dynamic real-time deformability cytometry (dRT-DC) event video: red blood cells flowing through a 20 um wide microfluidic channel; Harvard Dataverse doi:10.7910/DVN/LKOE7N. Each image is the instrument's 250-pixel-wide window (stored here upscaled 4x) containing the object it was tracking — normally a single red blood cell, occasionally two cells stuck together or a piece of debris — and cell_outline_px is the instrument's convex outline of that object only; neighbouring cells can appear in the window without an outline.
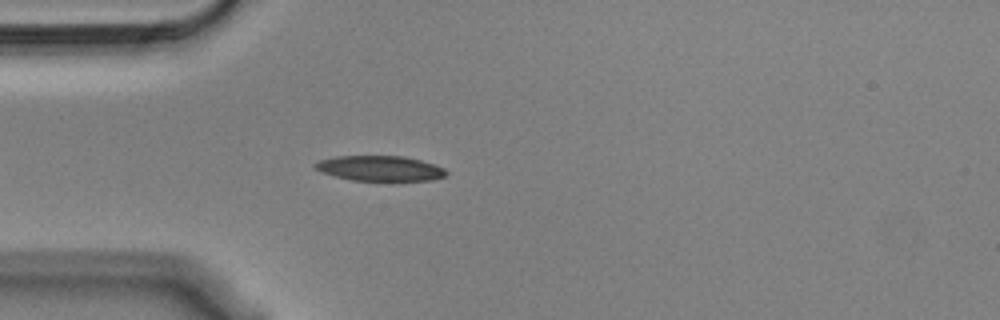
{"species": "Egyptian fruit bat (a non-hibernating species)", "species_latin": "Rousettus aegyptiacus", "temperature_condition": "cold", "stored_images_in_passage": 29, "camera_frame_rate_fps": 3000, "um_per_image_px": 0.085, "animal": {"sex": "male"}, "frame": {"image": 1, "passage_image": 8, "time_ms": 2.333, "image_size_px": [1000, 320], "cell_outline_px": [[448, 176], [432, 180], [352, 180], [320, 172], [312, 168], [312, 164], [320, 160], [336, 156], [404, 156], [420, 160], [444, 168], [448, 172]], "centroid_in_image_um": [32.27, 14.3], "position_along_channel_um": 52.7, "area_um2": 19.25}}
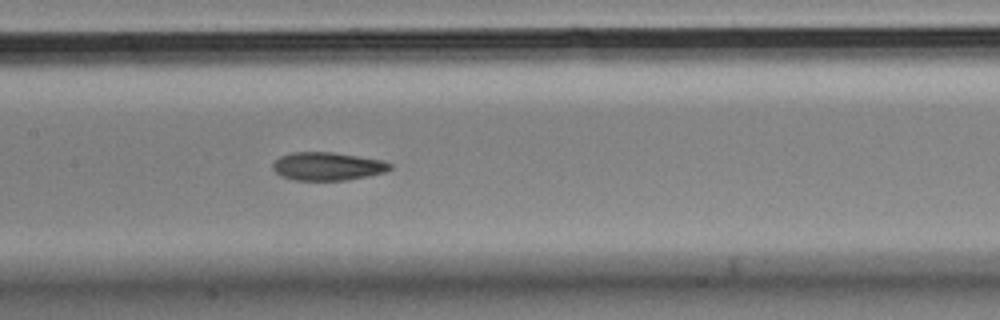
{"frame": {"image": 2, "passage_image": 19, "time_ms": 6.0, "image_size_px": [1000, 320], "cell_outline_px": [[392, 168], [384, 172], [368, 176], [348, 180], [292, 180], [280, 176], [272, 168], [272, 164], [280, 156], [292, 152], [332, 152], [384, 160], [392, 164]], "centroid_in_image_um": [27.84, 14.14], "position_along_channel_um": 179.6, "area_um2": 19.36}}
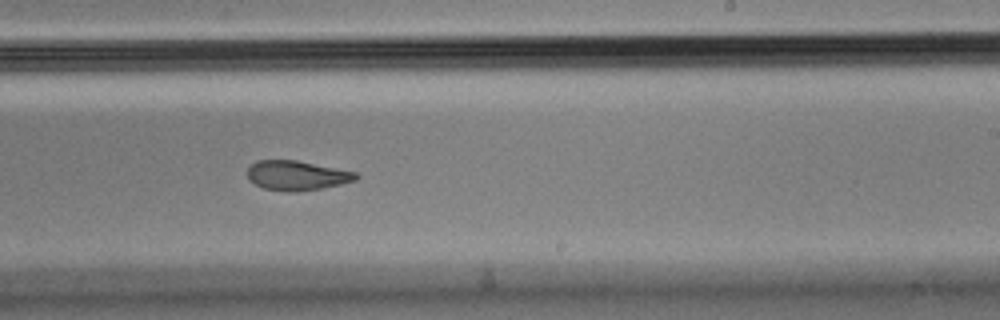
{"frame": {"image": 3, "passage_image": 26, "time_ms": 8.333, "image_size_px": [1000, 320], "cell_outline_px": [[360, 176], [356, 180], [340, 184], [320, 188], [292, 192], [288, 192], [264, 188], [248, 180], [248, 168], [256, 160], [296, 160], [356, 172]], "centroid_in_image_um": [25.22, 14.91], "position_along_channel_um": 263.8, "area_um2": 18.55}}